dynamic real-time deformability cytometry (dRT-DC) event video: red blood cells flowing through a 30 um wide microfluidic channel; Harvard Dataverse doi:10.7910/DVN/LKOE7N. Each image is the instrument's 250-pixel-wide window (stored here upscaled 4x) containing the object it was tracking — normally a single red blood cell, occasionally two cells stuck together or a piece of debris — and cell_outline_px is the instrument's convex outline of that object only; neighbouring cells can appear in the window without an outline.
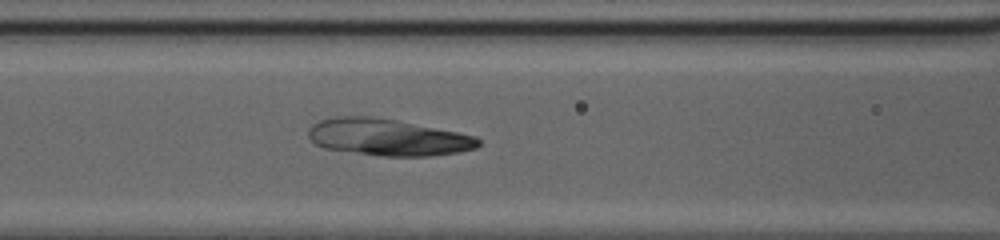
{"species": "common noctule bat (a hibernating species)", "species_latin": "Nyctalus noctula", "temperature_condition": "cold", "stored_images_in_passage": 43, "camera_frame_rate_fps": 3000, "um_per_image_px": 0.085, "animal": {"sex": "female", "body_mass_g": 20.0, "forearm_length_mm": 54.0}, "frame": {"image": 1, "passage_image": 18, "time_ms": 5.667, "image_size_px": [1000, 240], "cell_outline_px": [[480, 144], [476, 148], [460, 152], [432, 156], [384, 156], [324, 148], [316, 144], [308, 136], [308, 128], [312, 124], [320, 120], [336, 116], [372, 116], [396, 120], [476, 136], [480, 140]], "centroid_in_image_um": [32.95, 11.66], "position_along_channel_um": 133.6, "area_um2": 36.3}}
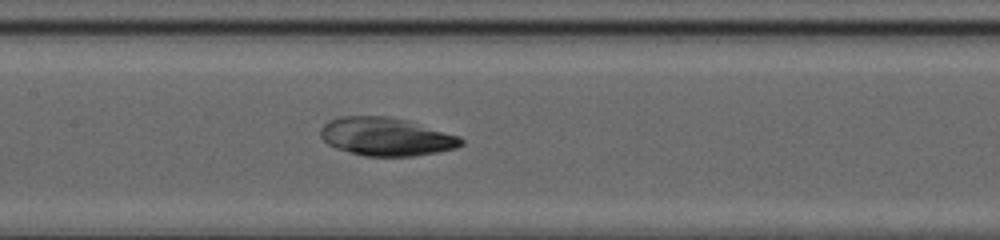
{"frame": {"image": 2, "passage_image": 21, "time_ms": 6.667, "image_size_px": [1000, 240], "cell_outline_px": [[464, 144], [456, 148], [436, 152], [412, 156], [364, 156], [336, 148], [328, 144], [320, 136], [320, 128], [328, 120], [340, 116], [388, 116], [408, 120], [460, 136], [464, 140]], "centroid_in_image_um": [32.82, 11.61], "position_along_channel_um": 174.6, "area_um2": 31.44}}
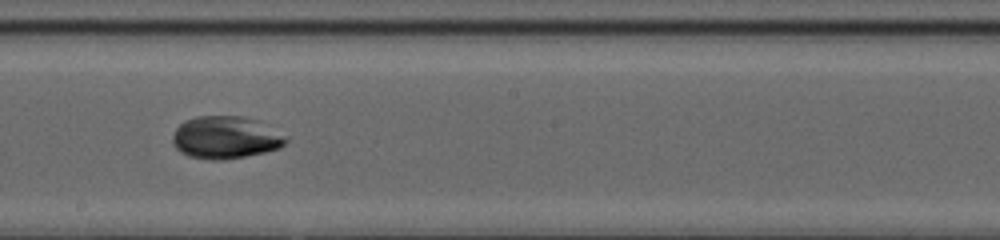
{"frame": {"image": 3, "passage_image": 25, "time_ms": 8.0, "image_size_px": [1000, 240], "cell_outline_px": [[288, 140], [280, 148], [264, 152], [224, 160], [208, 160], [188, 156], [180, 152], [172, 144], [172, 136], [176, 128], [184, 120], [196, 116], [244, 116], [256, 120], [288, 136]], "centroid_in_image_um": [19.15, 11.69], "position_along_channel_um": 229.0, "area_um2": 28.26}}